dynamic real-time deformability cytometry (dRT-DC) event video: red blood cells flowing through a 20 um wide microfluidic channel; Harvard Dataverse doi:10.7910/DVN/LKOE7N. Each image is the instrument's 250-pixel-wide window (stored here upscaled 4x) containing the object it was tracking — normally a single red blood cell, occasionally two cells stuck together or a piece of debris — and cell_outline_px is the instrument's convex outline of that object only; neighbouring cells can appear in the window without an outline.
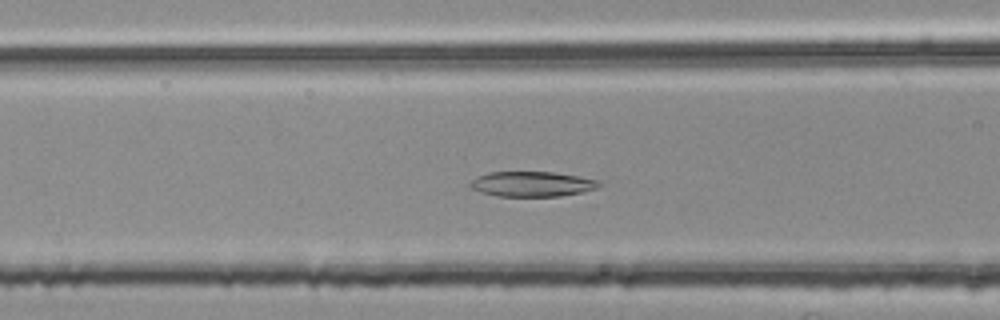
{"species": "common noctule bat (a hibernating species)", "species_latin": "Nyctalus noctula", "temperature_condition": "room temperature", "stored_images_in_passage": 42, "camera_frame_rate_fps": 3000, "um_per_image_px": 0.085, "animal": {"sex": "female", "body_mass_g": 25.1}, "frame": {"image": 1, "passage_image": 12, "time_ms": 3.667, "image_size_px": [1000, 320], "cell_outline_px": [[600, 184], [596, 188], [584, 192], [560, 196], [496, 196], [480, 192], [472, 188], [468, 184], [472, 180], [488, 172], [552, 172], [600, 180]], "centroid_in_image_um": [45.22, 15.65], "position_along_channel_um": 121.4, "area_um2": 18.73}}
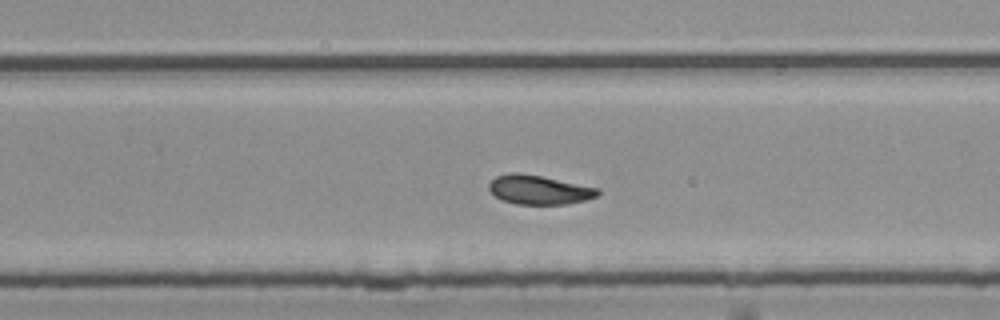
{"frame": {"image": 2, "passage_image": 25, "time_ms": 8.0, "image_size_px": [1000, 320], "cell_outline_px": [[600, 192], [596, 196], [588, 200], [568, 204], [516, 204], [504, 200], [496, 196], [488, 188], [488, 184], [496, 176], [508, 172], [520, 172], [600, 188]], "centroid_in_image_um": [45.83, 16.13], "position_along_channel_um": 284.0, "area_um2": 18.5}}
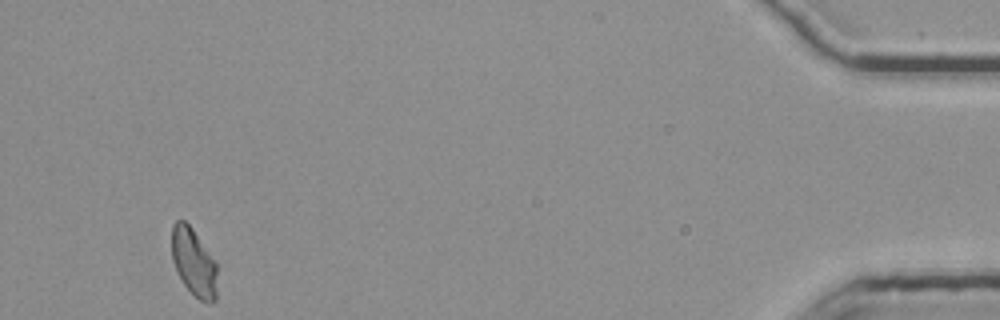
{"frame": {"image": 3, "passage_image": 42, "time_ms": 13.667, "image_size_px": [1000, 320], "cell_outline_px": [[216, 300], [212, 304], [208, 304], [200, 300], [184, 284], [176, 272], [172, 260], [172, 224], [176, 220], [184, 220], [192, 228], [216, 260]], "centroid_in_image_um": [16.47, 22.29], "position_along_channel_um": 418.7, "area_um2": 18.09}, "authors_computed_cell_mechanics": {"area_um2": 18.7272, "velocity_mm_per_s": 3.7639, "shape_relaxation_time_tau1_ms": null, "shape_relaxation_time_tau2_ms": 5.1118, "deformation_change_tau1": null, "deformation_change_tau2": 0.1139}}